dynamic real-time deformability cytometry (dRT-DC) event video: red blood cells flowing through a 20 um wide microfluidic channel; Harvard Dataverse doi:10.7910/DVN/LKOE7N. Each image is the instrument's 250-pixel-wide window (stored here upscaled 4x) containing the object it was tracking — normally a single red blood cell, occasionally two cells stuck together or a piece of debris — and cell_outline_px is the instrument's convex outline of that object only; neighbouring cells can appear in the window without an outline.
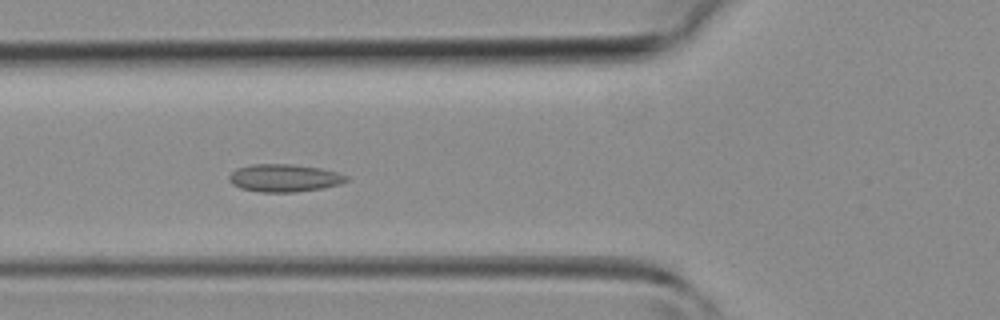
{"species": "common noctule bat (a hibernating species)", "species_latin": "Nyctalus noctula", "temperature_condition": "room temperature", "stored_images_in_passage": 36, "camera_frame_rate_fps": 3000, "um_per_image_px": 0.085, "animal": {"sex": "female", "body_mass_g": 19.3, "forearm_length_mm": 54.1}, "frame": {"image": 1, "passage_image": 14, "time_ms": 4.333, "image_size_px": [1000, 320], "cell_outline_px": [[348, 180], [340, 184], [320, 188], [296, 192], [260, 192], [240, 188], [232, 184], [228, 180], [228, 176], [236, 168], [252, 164], [292, 164], [320, 168], [336, 172], [348, 176]], "centroid_in_image_um": [24.12, 15.12], "position_along_channel_um": 101.7, "area_um2": 18.9}}
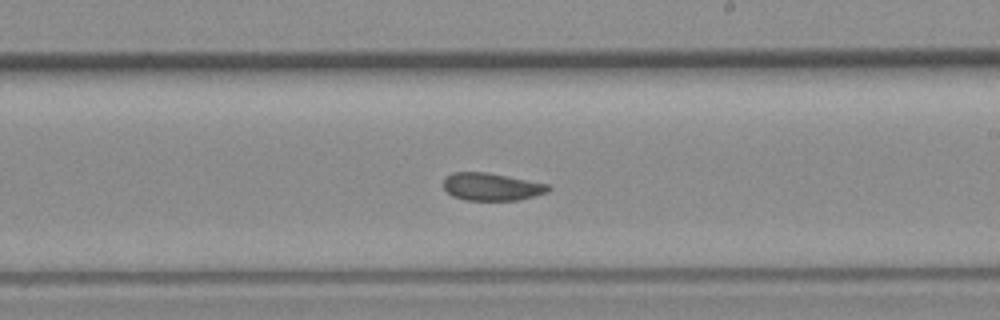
{"frame": {"image": 2, "passage_image": 23, "time_ms": 7.333, "image_size_px": [1000, 320], "cell_outline_px": [[552, 188], [548, 192], [536, 196], [520, 200], [464, 200], [452, 196], [444, 188], [444, 176], [452, 172], [484, 172], [508, 176], [548, 184]], "centroid_in_image_um": [41.79, 15.88], "position_along_channel_um": 247.2, "area_um2": 16.99}}
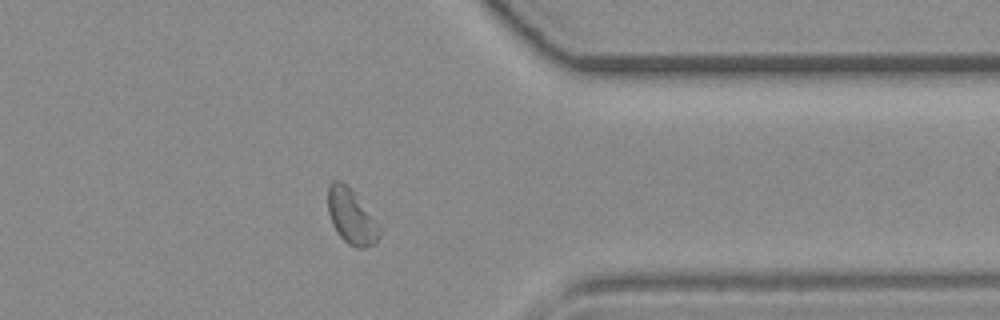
{"frame": {"image": 3, "passage_image": 32, "time_ms": 10.333, "image_size_px": [1000, 320], "cell_outline_px": [[380, 236], [376, 244], [364, 248], [356, 248], [348, 244], [340, 236], [332, 224], [328, 212], [328, 184], [332, 180], [340, 180], [352, 188], [380, 228]], "centroid_in_image_um": [29.85, 18.4], "position_along_channel_um": 381.5, "area_um2": 16.59}}